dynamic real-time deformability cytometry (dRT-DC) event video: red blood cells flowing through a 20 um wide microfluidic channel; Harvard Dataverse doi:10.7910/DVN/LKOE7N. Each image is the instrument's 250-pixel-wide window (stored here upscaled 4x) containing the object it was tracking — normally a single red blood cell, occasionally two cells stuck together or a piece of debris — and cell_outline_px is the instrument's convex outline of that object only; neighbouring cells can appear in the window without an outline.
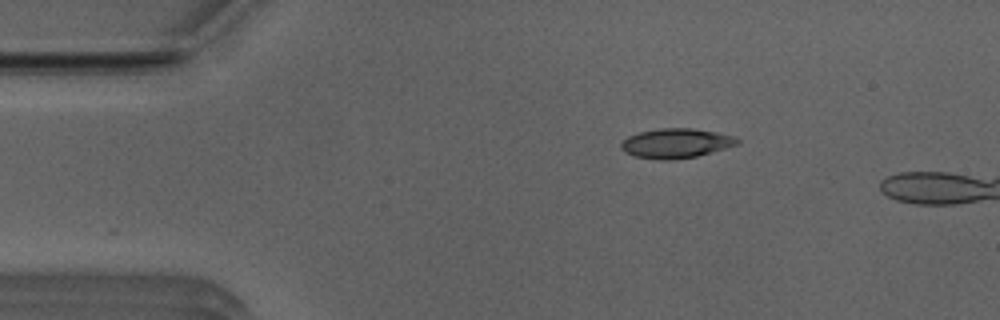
{"species": "Egyptian fruit bat (a non-hibernating species)", "species_latin": "Rousettus aegyptiacus", "temperature_condition": "room temperature", "stored_images_in_passage": 40, "camera_frame_rate_fps": 3000, "um_per_image_px": 0.085, "animal": {"sex": "male"}, "frame": {"image": 1, "passage_image": 2, "time_ms": 0.333, "image_size_px": [1000, 320], "cell_outline_px": [[740, 140], [736, 144], [724, 148], [696, 156], [668, 160], [660, 160], [632, 156], [624, 152], [620, 148], [620, 144], [628, 136], [640, 132], [660, 128], [692, 128], [716, 132], [732, 136]], "centroid_in_image_um": [57.39, 12.18], "position_along_channel_um": 27.6, "area_um2": 19.83}}
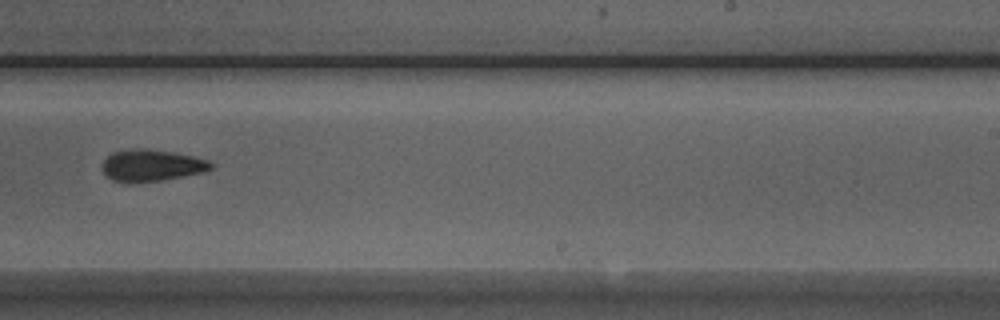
{"frame": {"image": 2, "passage_image": 25, "time_ms": 8.0, "image_size_px": [1000, 320], "cell_outline_px": [[216, 164], [212, 168], [204, 172], [164, 180], [112, 180], [100, 168], [100, 164], [112, 152], [136, 148], [144, 148], [172, 152], [192, 156], [208, 160]], "centroid_in_image_um": [12.92, 14.02], "position_along_channel_um": 276.1, "area_um2": 19.71}}
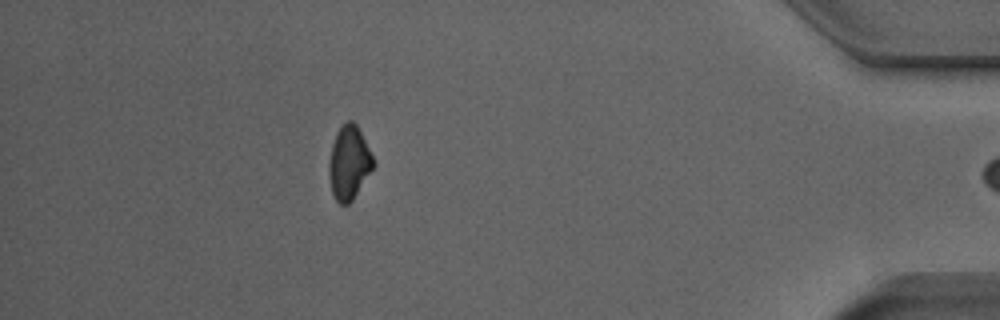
{"frame": {"image": 3, "passage_image": 39, "time_ms": 12.667, "image_size_px": [1000, 320], "cell_outline_px": [[376, 164], [352, 200], [348, 204], [340, 204], [336, 200], [332, 192], [328, 176], [328, 164], [332, 144], [336, 132], [348, 120], [352, 120], [356, 124]], "centroid_in_image_um": [29.64, 13.85], "position_along_channel_um": 405.6, "area_um2": 18.84}, "authors_computed_cell_mechanics": {"area_um2": 19.9699, "velocity_mm_per_s": 3.9481, "shape_relaxation_time_tau1_ms": 8.4264, "shape_relaxation_time_tau2_ms": null, "deformation_change_tau1": 0.1628, "deformation_change_tau2": null}}